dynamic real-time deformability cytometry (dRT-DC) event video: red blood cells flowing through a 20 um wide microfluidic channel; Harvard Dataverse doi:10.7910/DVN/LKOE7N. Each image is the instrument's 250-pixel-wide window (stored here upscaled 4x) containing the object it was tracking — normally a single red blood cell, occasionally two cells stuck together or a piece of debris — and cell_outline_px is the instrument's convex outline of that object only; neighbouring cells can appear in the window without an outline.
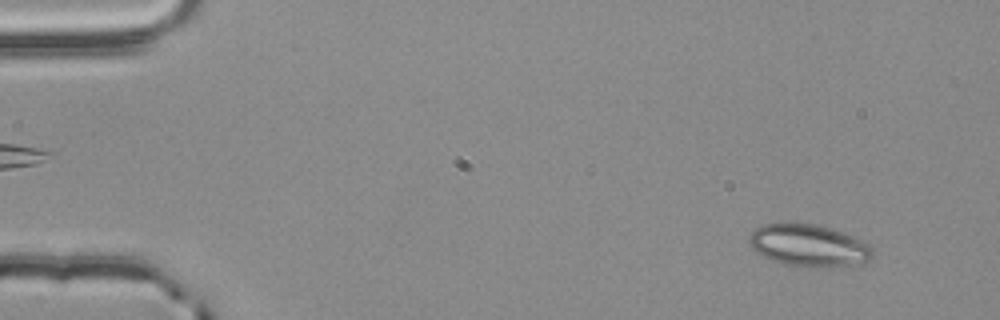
{"species": "common noctule bat (a hibernating species)", "species_latin": "Nyctalus noctula", "temperature_condition": "room temperature", "stored_images_in_passage": 56, "camera_frame_rate_fps": 3000, "um_per_image_px": 0.085, "animal": {"sex": "male", "body_mass_g": 20.4}, "frame": {"image": 1, "passage_image": 5, "time_ms": 1.333, "image_size_px": [1000, 320], "cell_outline_px": [[872, 256], [868, 260], [820, 268], [788, 264], [772, 260], [756, 252], [748, 244], [748, 236], [756, 228], [764, 224], [812, 224], [828, 228], [840, 232], [860, 240], [868, 244], [872, 248]], "centroid_in_image_um": [68.66, 20.86], "position_along_channel_um": 16.3, "area_um2": 29.3}}
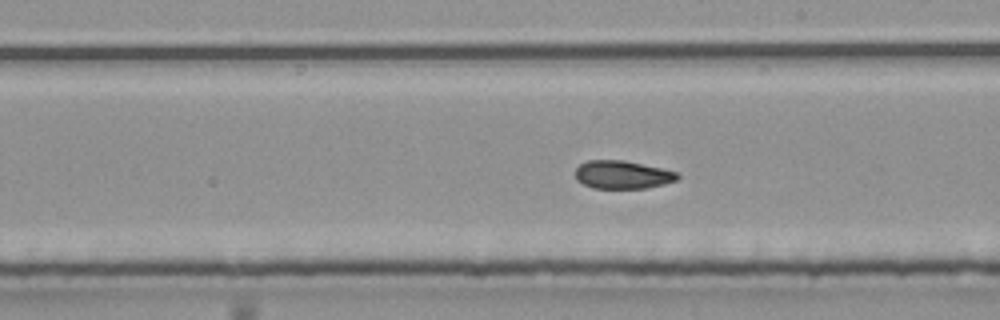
{"frame": {"image": 2, "passage_image": 32, "time_ms": 10.333, "image_size_px": [1000, 320], "cell_outline_px": [[680, 176], [676, 180], [664, 184], [644, 188], [592, 188], [576, 180], [576, 168], [580, 164], [588, 160], [624, 160], [660, 168], [676, 172]], "centroid_in_image_um": [52.88, 14.85], "position_along_channel_um": 236.1, "area_um2": 16.59}}
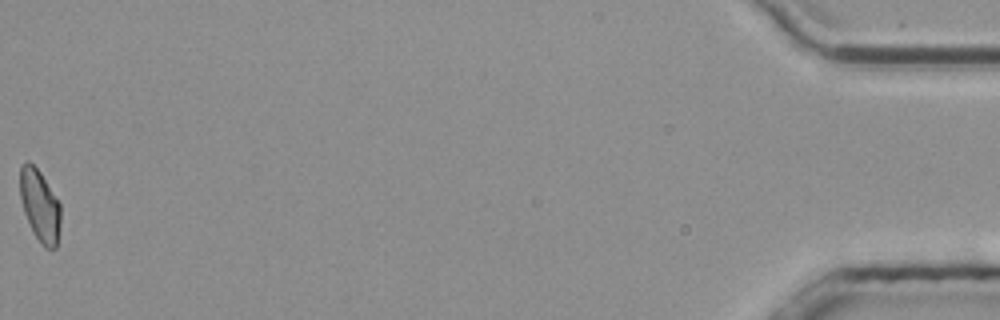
{"frame": {"image": 3, "passage_image": 56, "time_ms": 18.333, "image_size_px": [1000, 320], "cell_outline_px": [[60, 224], [56, 248], [44, 248], [40, 244], [32, 232], [24, 212], [20, 196], [20, 164], [28, 160], [40, 172], [60, 204]], "centroid_in_image_um": [3.37, 17.49], "position_along_channel_um": 431.8, "area_um2": 16.99}, "authors_computed_cell_mechanics": {"area_um2": 17.629, "velocity_mm_per_s": 3.7687, "shape_relaxation_time_tau1_ms": null, "shape_relaxation_time_tau2_ms": 4.385, "deformation_change_tau1": null, "deformation_change_tau2": 0.0809}}